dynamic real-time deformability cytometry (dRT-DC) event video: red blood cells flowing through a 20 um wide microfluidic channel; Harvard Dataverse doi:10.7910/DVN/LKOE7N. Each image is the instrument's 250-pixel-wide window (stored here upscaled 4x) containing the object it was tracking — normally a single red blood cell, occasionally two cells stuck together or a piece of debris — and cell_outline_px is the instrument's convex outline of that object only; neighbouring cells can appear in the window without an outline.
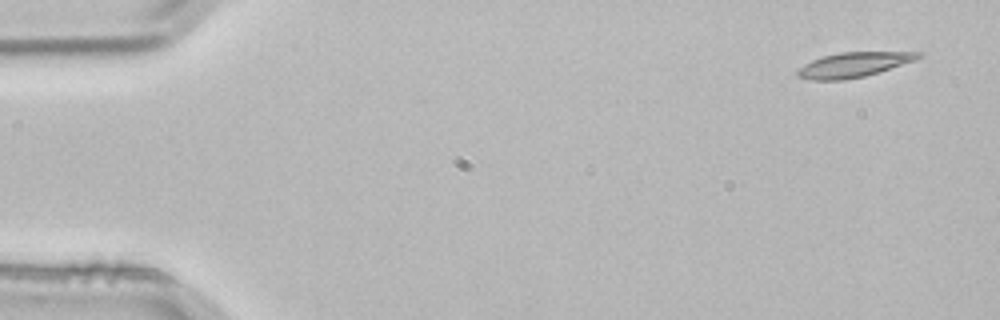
{"species": "common noctule bat (a hibernating species)", "species_latin": "Nyctalus noctula", "temperature_condition": "room temperature", "stored_images_in_passage": 5, "camera_frame_rate_fps": 3000, "um_per_image_px": 0.085, "animal": {"sex": "male", "body_mass_g": 21.5, "forearm_length_mm": 52.0}, "frame": {"image": 1, "passage_image": 1, "time_ms": 0.0, "image_size_px": [1000, 320], "cell_outline_px": [[920, 56], [916, 60], [864, 76], [844, 80], [812, 80], [800, 76], [796, 72], [804, 64], [812, 60], [824, 56], [840, 52], [920, 52]], "centroid_in_image_um": [72.54, 5.5], "position_along_channel_um": 12.5, "area_um2": 17.05}}
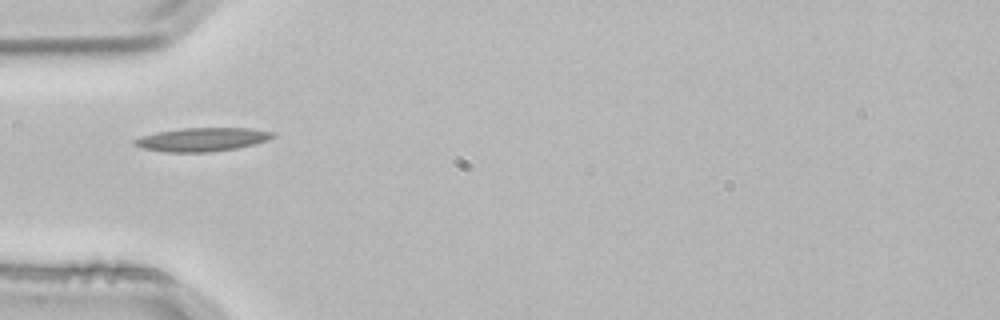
{"frame": {"image": 2, "passage_image": 4, "time_ms": 1.0, "image_size_px": [1000, 320], "cell_outline_px": [[276, 136], [268, 140], [236, 148], [208, 152], [164, 152], [140, 148], [132, 144], [132, 140], [140, 136], [156, 132], [180, 128], [248, 128], [272, 132]], "centroid_in_image_um": [17.09, 11.85], "position_along_channel_um": 67.9, "area_um2": 19.07}}